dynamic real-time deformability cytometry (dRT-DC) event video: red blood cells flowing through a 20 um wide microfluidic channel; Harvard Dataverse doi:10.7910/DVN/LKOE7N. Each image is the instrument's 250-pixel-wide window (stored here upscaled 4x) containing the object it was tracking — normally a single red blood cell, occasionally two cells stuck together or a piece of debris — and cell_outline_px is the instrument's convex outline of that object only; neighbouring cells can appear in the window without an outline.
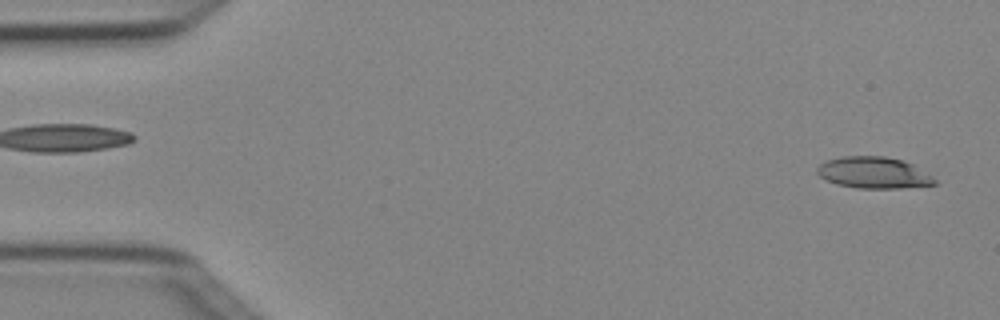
{"species": "Egyptian fruit bat (a non-hibernating species)", "species_latin": "Rousettus aegyptiacus", "temperature_condition": "cold", "stored_images_in_passage": 4, "segment_of_instrument_passage": [2, 2], "camera_frame_rate_fps": 3000, "um_per_image_px": 0.085, "animal": {"sex": "female"}, "frame": {"image": 1, "passage_image": 4, "time_ms": 1.0, "image_size_px": [1000, 320], "cell_outline_px": [[936, 184], [900, 188], [856, 188], [836, 184], [820, 176], [816, 172], [816, 168], [820, 164], [828, 160], [844, 156], [884, 156], [900, 160], [912, 164], [932, 176], [936, 180]], "centroid_in_image_um": [74.24, 14.68], "position_along_channel_um": 10.8, "area_um2": 21.33}}